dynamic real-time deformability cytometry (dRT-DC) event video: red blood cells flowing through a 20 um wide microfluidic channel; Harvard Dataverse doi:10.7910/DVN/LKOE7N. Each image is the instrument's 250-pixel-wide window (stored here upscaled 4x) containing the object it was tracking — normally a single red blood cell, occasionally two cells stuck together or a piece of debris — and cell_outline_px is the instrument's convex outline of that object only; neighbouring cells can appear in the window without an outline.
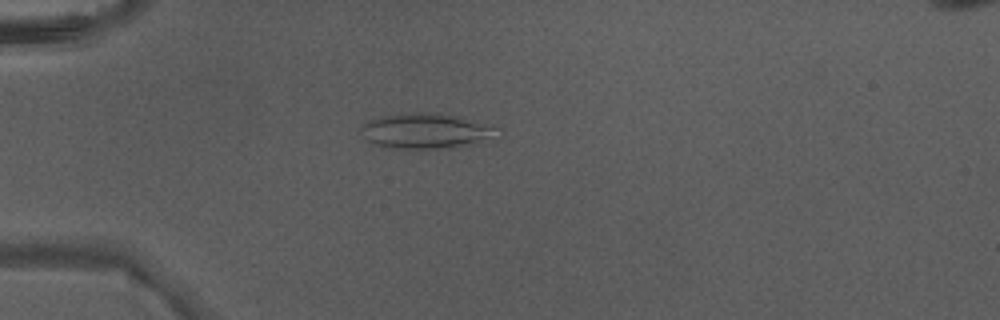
{"species": "Egyptian fruit bat (a non-hibernating species)", "species_latin": "Rousettus aegyptiacus", "temperature_condition": "warm", "stored_images_in_passage": 3, "camera_frame_rate_fps": 3000, "um_per_image_px": 0.085, "animal": {"sex": "male"}, "frame": {"image": 1, "passage_image": 2, "time_ms": 0.333, "image_size_px": [1000, 320], "cell_outline_px": [[492, 128], [488, 136], [476, 144], [452, 148], [392, 148], [376, 144], [368, 140], [356, 132], [356, 128], [372, 116], [416, 112], [440, 112], [464, 116], [476, 120]], "centroid_in_image_um": [35.98, 11.09], "position_along_channel_um": 49.0, "area_um2": 28.21}}